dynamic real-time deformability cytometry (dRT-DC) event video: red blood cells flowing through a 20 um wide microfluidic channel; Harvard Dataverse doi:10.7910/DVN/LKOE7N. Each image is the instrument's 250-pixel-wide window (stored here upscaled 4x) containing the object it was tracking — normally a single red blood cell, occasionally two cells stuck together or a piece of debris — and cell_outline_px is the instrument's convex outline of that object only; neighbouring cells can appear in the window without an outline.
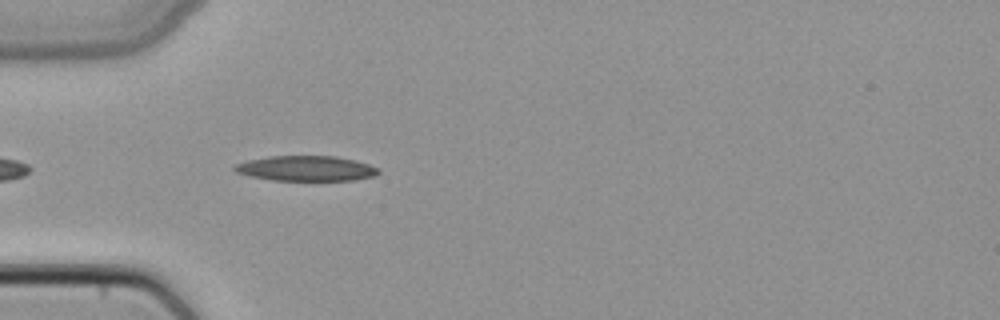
{"species": "common noctule bat (a hibernating species)", "species_latin": "Nyctalus noctula", "temperature_condition": "cold", "stored_images_in_passage": 35, "camera_frame_rate_fps": 3000, "um_per_image_px": 0.085, "animal": {"sex": "female", "body_mass_g": 22.7, "forearm_length_mm": 54.2}, "frame": {"image": 1, "passage_image": 3, "time_ms": 0.667, "image_size_px": [1000, 320], "cell_outline_px": [[380, 172], [376, 176], [356, 180], [272, 180], [252, 176], [236, 172], [232, 168], [236, 164], [248, 160], [268, 156], [336, 156], [356, 160], [380, 168]], "centroid_in_image_um": [26.07, 14.31], "position_along_channel_um": 58.9, "area_um2": 21.15}}
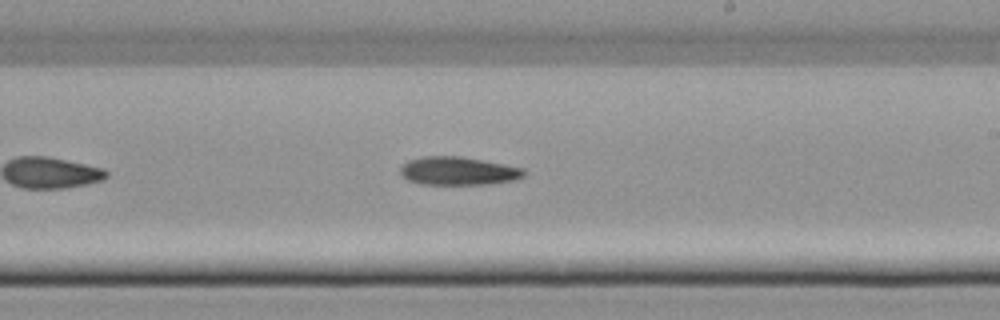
{"frame": {"image": 2, "passage_image": 17, "time_ms": 5.333, "image_size_px": [1000, 320], "cell_outline_px": [[524, 176], [516, 180], [492, 184], [420, 184], [408, 180], [400, 176], [400, 168], [408, 160], [424, 156], [460, 156], [504, 164], [524, 168]], "centroid_in_image_um": [38.94, 14.54], "position_along_channel_um": 250.1, "area_um2": 20.46}}
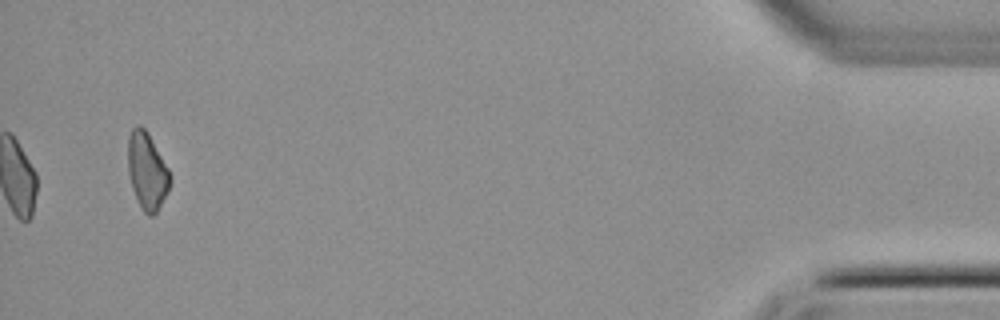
{"frame": {"image": 3, "passage_image": 35, "time_ms": 11.333, "image_size_px": [1000, 320], "cell_outline_px": [[172, 180], [168, 192], [156, 212], [152, 216], [148, 216], [140, 208], [136, 200], [132, 188], [128, 172], [128, 136], [132, 128], [136, 124], [140, 124], [148, 132], [168, 168], [172, 176]], "centroid_in_image_um": [12.5, 14.53], "position_along_channel_um": 422.7, "area_um2": 19.19}}